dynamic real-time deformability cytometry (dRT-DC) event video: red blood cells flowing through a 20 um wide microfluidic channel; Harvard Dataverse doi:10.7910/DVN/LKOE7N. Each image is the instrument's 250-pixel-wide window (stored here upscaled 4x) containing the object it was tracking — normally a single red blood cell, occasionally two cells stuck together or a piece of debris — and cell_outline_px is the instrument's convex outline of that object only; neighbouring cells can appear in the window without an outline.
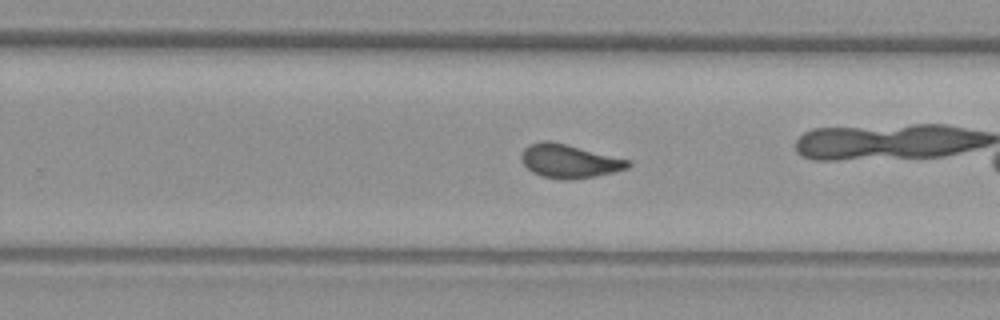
{"species": "common noctule bat (a hibernating species)", "species_latin": "Nyctalus noctula", "temperature_condition": "warm", "stored_images_in_passage": 36, "camera_frame_rate_fps": 3000, "um_per_image_px": 0.085, "animal": {"sex": "female", "body_mass_g": 29.2, "forearm_length_mm": 56.3}, "frame": {"image": 1, "passage_image": 20, "time_ms": 6.333, "image_size_px": [1000, 320], "cell_outline_px": [[632, 164], [628, 168], [596, 176], [572, 180], [564, 180], [540, 176], [532, 172], [520, 160], [520, 152], [528, 144], [540, 140], [552, 140], [632, 160]], "centroid_in_image_um": [48.37, 13.68], "position_along_channel_um": 281.4, "area_um2": 21.44}}